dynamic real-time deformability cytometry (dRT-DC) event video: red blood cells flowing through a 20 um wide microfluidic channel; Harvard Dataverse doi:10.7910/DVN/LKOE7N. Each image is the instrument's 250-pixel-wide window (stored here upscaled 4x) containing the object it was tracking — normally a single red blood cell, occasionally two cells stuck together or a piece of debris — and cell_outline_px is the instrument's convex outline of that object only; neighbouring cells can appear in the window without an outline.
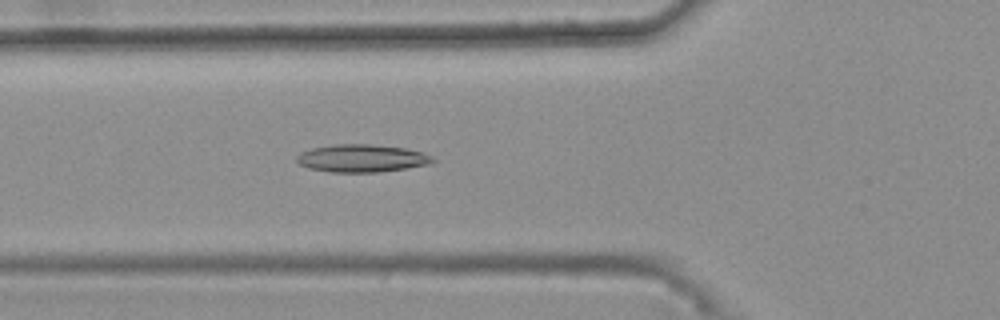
{"species": "common noctule bat (a hibernating species)", "species_latin": "Nyctalus noctula", "temperature_condition": "warm", "stored_images_in_passage": 48, "camera_frame_rate_fps": 3000, "um_per_image_px": 0.085, "animal": {"sex": "female", "body_mass_g": 25.1}, "frame": {"image": 1, "passage_image": 20, "time_ms": 6.333, "image_size_px": [1000, 320], "cell_outline_px": [[436, 160], [428, 164], [380, 172], [328, 172], [308, 168], [300, 164], [296, 160], [296, 156], [300, 152], [312, 148], [336, 144], [368, 144], [404, 148], [424, 152], [432, 156]], "centroid_in_image_um": [30.73, 13.45], "position_along_channel_um": 95.1, "area_um2": 21.91}}
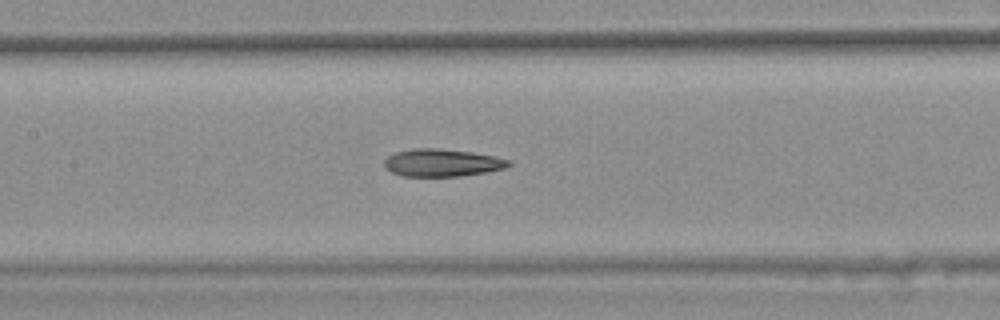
{"frame": {"image": 2, "passage_image": 26, "time_ms": 8.333, "image_size_px": [1000, 320], "cell_outline_px": [[512, 164], [504, 168], [484, 172], [460, 176], [400, 176], [384, 168], [384, 160], [388, 156], [396, 152], [412, 148], [440, 148], [472, 152], [512, 160]], "centroid_in_image_um": [37.55, 13.83], "position_along_channel_um": 169.9, "area_um2": 20.0}}
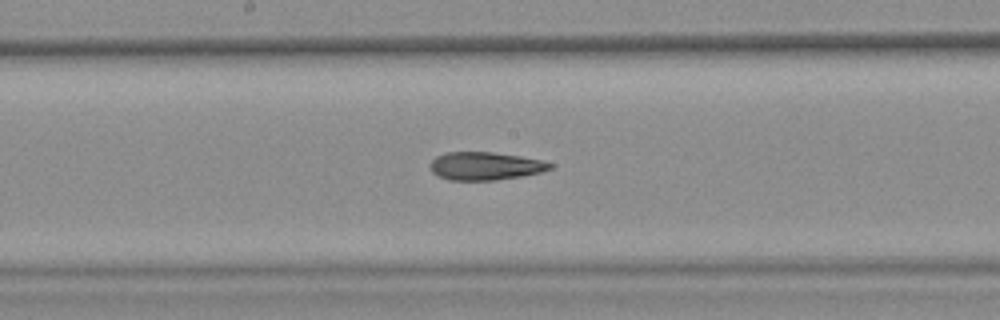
{"frame": {"image": 3, "passage_image": 29, "time_ms": 9.333, "image_size_px": [1000, 320], "cell_outline_px": [[552, 168], [540, 172], [520, 176], [496, 180], [448, 180], [436, 176], [432, 172], [428, 164], [436, 156], [448, 152], [492, 152], [520, 156], [540, 160], [552, 164]], "centroid_in_image_um": [41.17, 14.11], "position_along_channel_um": 207.0, "area_um2": 19.54}, "authors_computed_cell_mechanics": {"area_um2": 20.5768, "velocity_mm_per_s": 3.7272, "shape_relaxation_time_tau1_ms": null, "shape_relaxation_time_tau2_ms": 2.2612, "deformation_change_tau1": null, "deformation_change_tau2": 0.105}}